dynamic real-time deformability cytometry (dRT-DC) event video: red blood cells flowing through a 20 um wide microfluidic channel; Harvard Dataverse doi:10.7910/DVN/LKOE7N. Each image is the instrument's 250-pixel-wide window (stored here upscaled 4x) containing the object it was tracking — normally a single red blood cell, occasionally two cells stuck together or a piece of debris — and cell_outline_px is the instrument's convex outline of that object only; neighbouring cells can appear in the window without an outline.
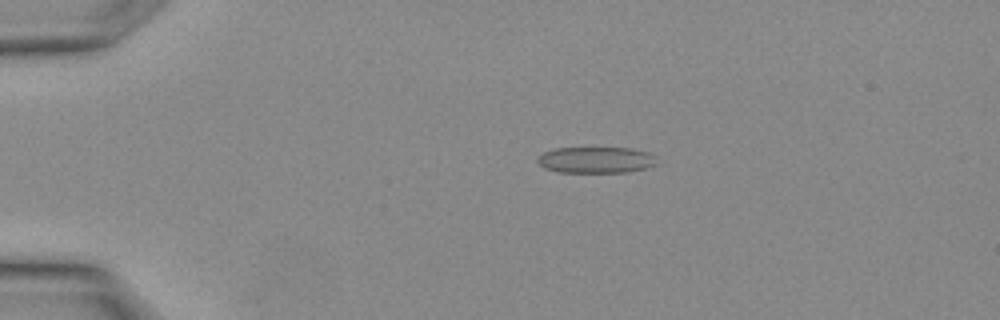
{"species": "Egyptian fruit bat (a non-hibernating species)", "species_latin": "Rousettus aegyptiacus", "temperature_condition": "warm", "stored_images_in_passage": 16, "camera_frame_rate_fps": 3000, "um_per_image_px": 0.085, "animal": {"sex": "female"}, "frame": {"image": 1, "passage_image": 7, "time_ms": 2.0, "image_size_px": [1000, 320], "cell_outline_px": [[656, 164], [644, 168], [628, 172], [556, 172], [544, 168], [536, 160], [536, 156], [544, 152], [556, 148], [628, 148], [648, 152], [656, 156]], "centroid_in_image_um": [50.62, 13.59], "position_along_channel_um": 34.4, "area_um2": 18.26}}
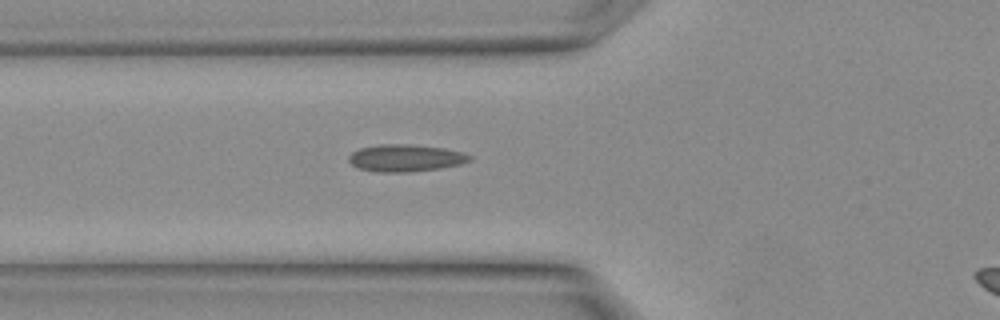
{"frame": {"image": 2, "passage_image": 12, "time_ms": 3.667, "image_size_px": [1000, 320], "cell_outline_px": [[472, 160], [460, 164], [440, 168], [408, 172], [376, 172], [356, 168], [348, 160], [348, 156], [352, 152], [360, 148], [380, 144], [408, 144], [444, 148], [464, 152], [472, 156]], "centroid_in_image_um": [34.46, 13.43], "position_along_channel_um": 91.3, "area_um2": 19.25}}
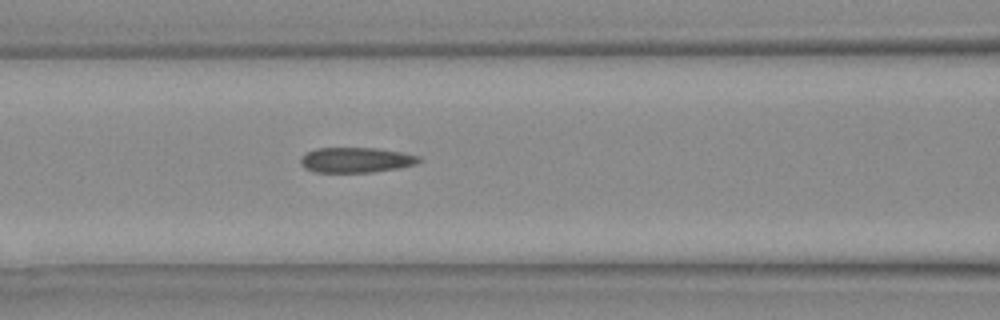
{"frame": {"image": 3, "passage_image": 14, "time_ms": 4.333, "image_size_px": [1000, 320], "cell_outline_px": [[420, 160], [416, 164], [400, 168], [372, 172], [316, 172], [304, 168], [300, 164], [300, 156], [316, 148], [376, 148], [400, 152], [420, 156]], "centroid_in_image_um": [30.24, 13.6], "position_along_channel_um": 136.4, "area_um2": 17.4}}